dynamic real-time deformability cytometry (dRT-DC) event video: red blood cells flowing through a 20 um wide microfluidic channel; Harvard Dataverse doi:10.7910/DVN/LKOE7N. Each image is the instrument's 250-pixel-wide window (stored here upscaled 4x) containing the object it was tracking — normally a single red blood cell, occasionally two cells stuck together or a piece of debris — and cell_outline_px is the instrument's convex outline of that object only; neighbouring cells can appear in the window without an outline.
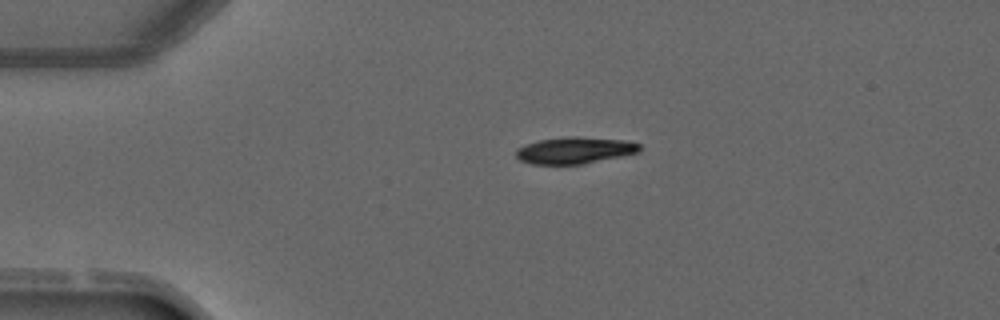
{"species": "common noctule bat (a hibernating species)", "species_latin": "Nyctalus noctula", "temperature_condition": "warm", "stored_images_in_passage": 2, "camera_frame_rate_fps": 3000, "um_per_image_px": 0.085, "animal": {"sex": "male", "forearm_length_mm": 52.5}, "frame": {"image": 1, "passage_image": 2, "time_ms": 2.0, "image_size_px": [1000, 320], "cell_outline_px": [[640, 152], [584, 164], [532, 164], [520, 160], [516, 156], [516, 148], [540, 140], [568, 136], [576, 136], [624, 140], [640, 144]], "centroid_in_image_um": [48.86, 12.78], "position_along_channel_um": 36.1, "area_um2": 19.13}}